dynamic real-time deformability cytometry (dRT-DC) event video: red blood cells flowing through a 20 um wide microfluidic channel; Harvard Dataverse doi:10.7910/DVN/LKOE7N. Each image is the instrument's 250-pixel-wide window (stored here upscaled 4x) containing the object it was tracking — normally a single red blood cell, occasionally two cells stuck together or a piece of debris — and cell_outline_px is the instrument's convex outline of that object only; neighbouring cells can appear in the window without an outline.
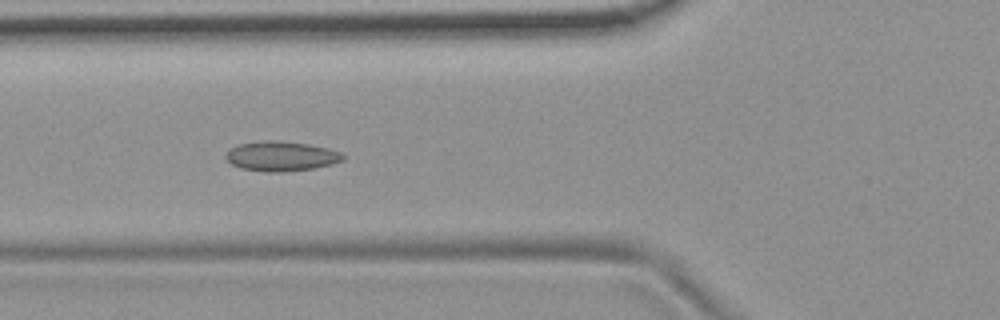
{"species": "common noctule bat (a hibernating species)", "species_latin": "Nyctalus noctula", "temperature_condition": "room temperature", "stored_images_in_passage": 52, "camera_frame_rate_fps": 3000, "um_per_image_px": 0.085, "animal": {"sex": "female", "body_mass_g": 19.9}, "frame": {"image": 1, "passage_image": 18, "time_ms": 5.667, "image_size_px": [1000, 320], "cell_outline_px": [[344, 160], [332, 164], [312, 168], [284, 172], [264, 172], [240, 168], [232, 164], [224, 156], [232, 148], [240, 144], [264, 140], [272, 140], [308, 144], [328, 148], [340, 152], [344, 156]], "centroid_in_image_um": [23.91, 13.28], "position_along_channel_um": 101.9, "area_um2": 20.17}}
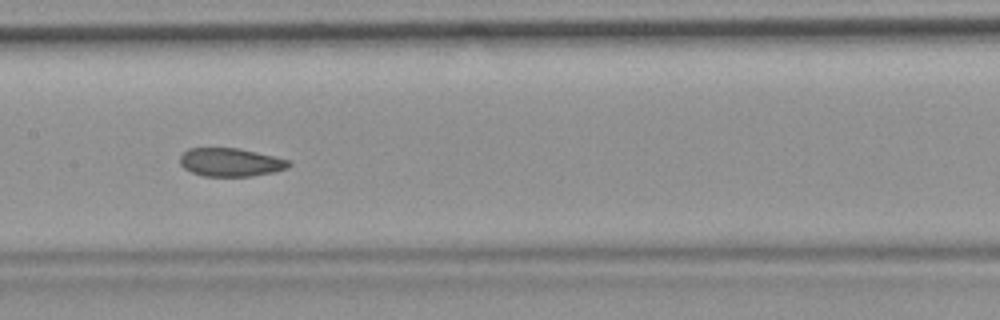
{"frame": {"image": 2, "passage_image": 25, "time_ms": 8.0, "image_size_px": [1000, 320], "cell_outline_px": [[292, 164], [288, 168], [272, 172], [252, 176], [204, 176], [192, 172], [184, 168], [180, 164], [180, 156], [188, 148], [236, 148], [256, 152], [292, 160]], "centroid_in_image_um": [19.62, 13.79], "position_along_channel_um": 187.8, "area_um2": 17.98}}
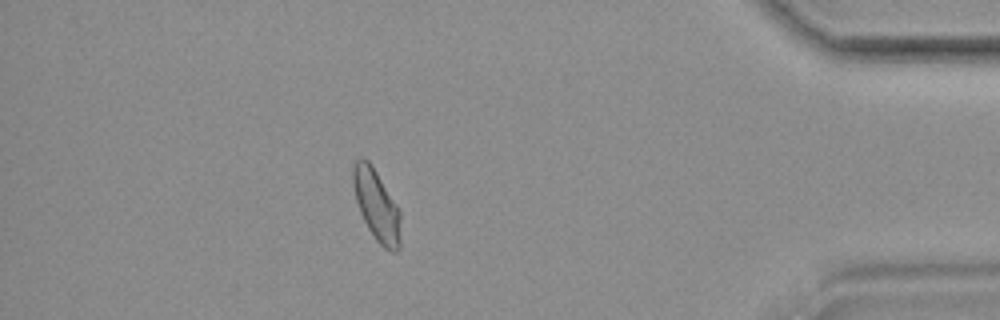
{"frame": {"image": 3, "passage_image": 46, "time_ms": 15.0, "image_size_px": [1000, 320], "cell_outline_px": [[400, 248], [396, 252], [392, 252], [384, 248], [376, 240], [368, 228], [360, 212], [356, 200], [352, 184], [352, 164], [360, 156], [364, 156], [368, 160], [376, 172], [396, 204], [400, 212]], "centroid_in_image_um": [31.99, 17.43], "position_along_channel_um": 403.2, "area_um2": 19.71}, "authors_computed_cell_mechanics": {"area_um2": 19.6231, "velocity_mm_per_s": 3.6852, "shape_relaxation_time_tau1_ms": null, "shape_relaxation_time_tau2_ms": 2.2206, "deformation_change_tau1": null, "deformation_change_tau2": 0.0655}}